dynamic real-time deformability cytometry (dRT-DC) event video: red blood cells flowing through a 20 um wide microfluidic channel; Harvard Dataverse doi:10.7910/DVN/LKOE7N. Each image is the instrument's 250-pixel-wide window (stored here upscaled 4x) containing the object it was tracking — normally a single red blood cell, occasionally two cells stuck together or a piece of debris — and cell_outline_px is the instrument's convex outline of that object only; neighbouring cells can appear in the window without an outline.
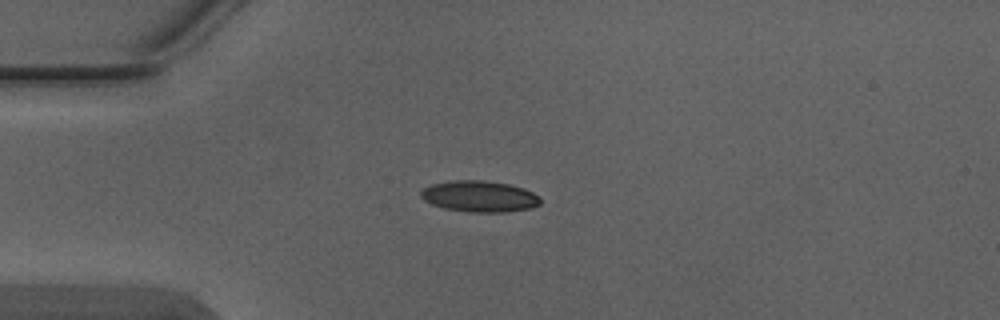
{"species": "Egyptian fruit bat (a non-hibernating species)", "species_latin": "Rousettus aegyptiacus", "temperature_condition": "warm", "stored_images_in_passage": 5, "camera_frame_rate_fps": 3000, "um_per_image_px": 0.085, "animal": {"sex": "male"}, "frame": {"image": 1, "passage_image": 3, "time_ms": 0.667, "image_size_px": [1000, 320], "cell_outline_px": [[540, 204], [532, 208], [504, 212], [468, 212], [444, 208], [432, 204], [424, 200], [420, 196], [420, 188], [428, 184], [452, 180], [484, 180], [508, 184], [524, 188], [540, 196]], "centroid_in_image_um": [40.71, 16.68], "position_along_channel_um": 44.3, "area_um2": 22.02}}
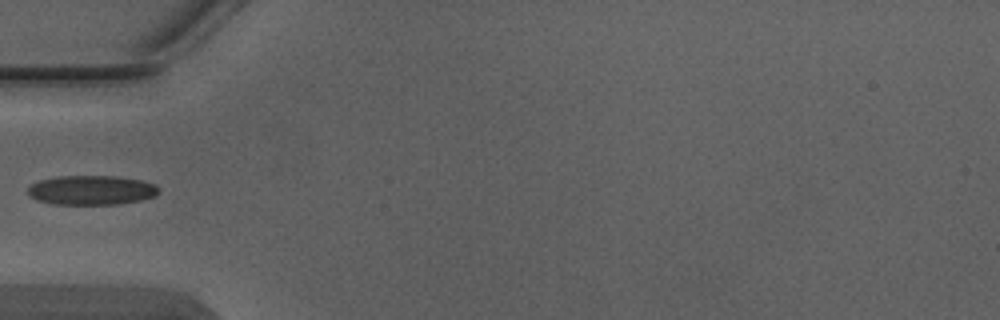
{"frame": {"image": 2, "passage_image": 4, "time_ms": 1.0, "image_size_px": [1000, 320], "cell_outline_px": [[160, 192], [156, 196], [140, 200], [120, 204], [56, 204], [36, 200], [28, 196], [28, 188], [32, 184], [40, 180], [56, 176], [116, 176], [140, 180], [156, 184], [160, 188]], "centroid_in_image_um": [7.8, 16.16], "position_along_channel_um": 77.2, "area_um2": 22.6}}
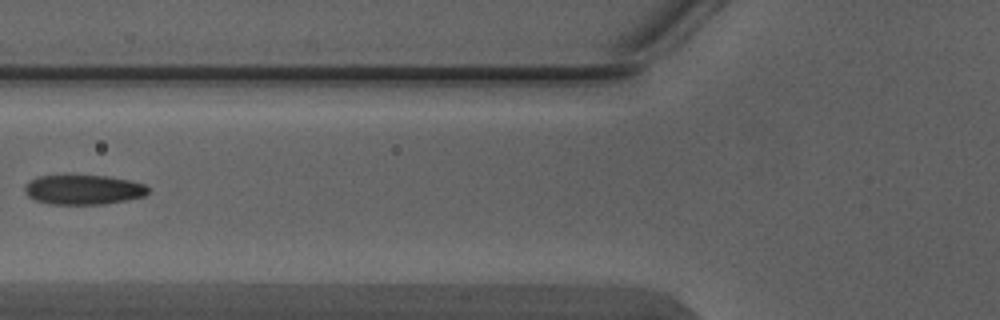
{"frame": {"image": 3, "passage_image": 5, "time_ms": 1.333, "image_size_px": [1000, 320], "cell_outline_px": [[148, 192], [144, 196], [128, 200], [104, 204], [52, 204], [36, 200], [28, 196], [24, 192], [24, 188], [32, 180], [40, 176], [108, 176], [132, 180], [144, 184], [148, 188]], "centroid_in_image_um": [7.14, 16.13], "position_along_channel_um": 118.7, "area_um2": 21.15}}